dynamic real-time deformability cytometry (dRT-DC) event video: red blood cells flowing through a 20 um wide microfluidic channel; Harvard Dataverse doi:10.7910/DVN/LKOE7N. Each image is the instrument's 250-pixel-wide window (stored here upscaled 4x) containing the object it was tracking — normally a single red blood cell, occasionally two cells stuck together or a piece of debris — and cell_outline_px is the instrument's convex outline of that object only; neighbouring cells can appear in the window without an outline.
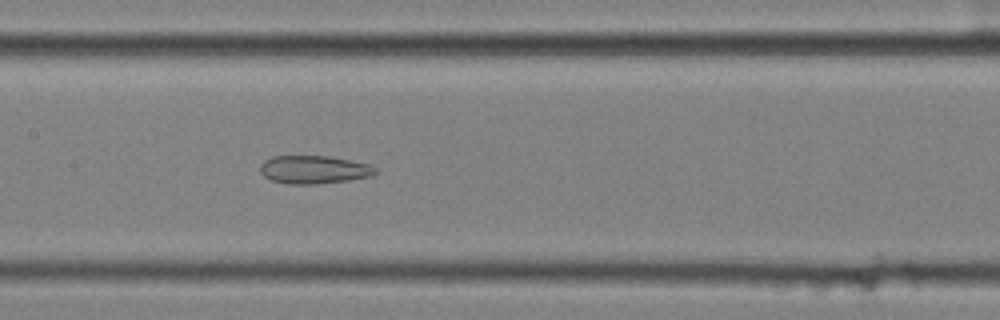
{"species": "common noctule bat (a hibernating species)", "species_latin": "Nyctalus noctula", "temperature_condition": "cold", "stored_images_in_passage": 46, "camera_frame_rate_fps": 3000, "um_per_image_px": 0.085, "animal": {"sex": "female", "body_mass_g": 25.1}, "frame": {"image": 1, "passage_image": 22, "time_ms": 7.0, "image_size_px": [1000, 320], "cell_outline_px": [[376, 172], [372, 176], [348, 180], [316, 184], [288, 184], [272, 180], [264, 176], [260, 172], [260, 164], [264, 160], [272, 156], [328, 156], [368, 164], [376, 168]], "centroid_in_image_um": [26.64, 14.42], "position_along_channel_um": 180.8, "area_um2": 18.79}}
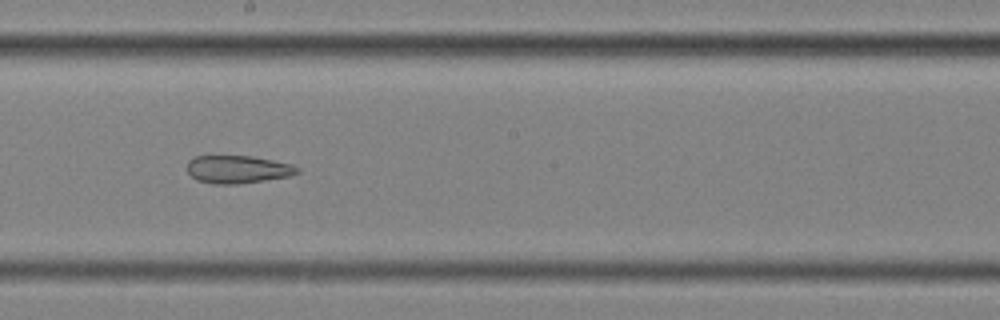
{"frame": {"image": 2, "passage_image": 26, "time_ms": 8.333, "image_size_px": [1000, 320], "cell_outline_px": [[300, 172], [288, 176], [236, 184], [212, 184], [196, 180], [188, 172], [188, 160], [196, 156], [252, 156], [292, 164], [300, 168]], "centroid_in_image_um": [20.2, 14.39], "position_along_channel_um": 228.0, "area_um2": 17.74}}
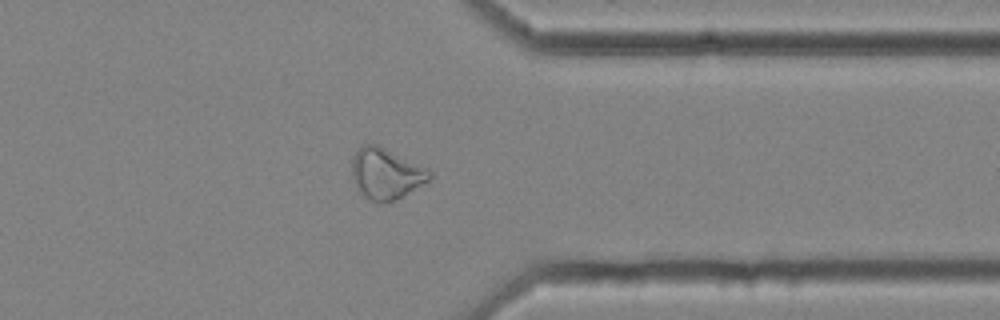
{"frame": {"image": 3, "passage_image": 39, "time_ms": 12.667, "image_size_px": [1000, 320], "cell_outline_px": [[432, 176], [428, 180], [388, 204], [384, 204], [372, 200], [364, 196], [356, 184], [352, 176], [352, 156], [364, 144], [376, 144], [432, 168]], "centroid_in_image_um": [32.85, 14.74], "position_along_channel_um": 378.6, "area_um2": 23.06}, "authors_computed_cell_mechanics": {"area_um2": 21.8773, "velocity_mm_per_s": 3.5606, "shape_relaxation_time_tau1_ms": null, "shape_relaxation_time_tau2_ms": 5.2154, "deformation_change_tau1": null, "deformation_change_tau2": 0.1496}}